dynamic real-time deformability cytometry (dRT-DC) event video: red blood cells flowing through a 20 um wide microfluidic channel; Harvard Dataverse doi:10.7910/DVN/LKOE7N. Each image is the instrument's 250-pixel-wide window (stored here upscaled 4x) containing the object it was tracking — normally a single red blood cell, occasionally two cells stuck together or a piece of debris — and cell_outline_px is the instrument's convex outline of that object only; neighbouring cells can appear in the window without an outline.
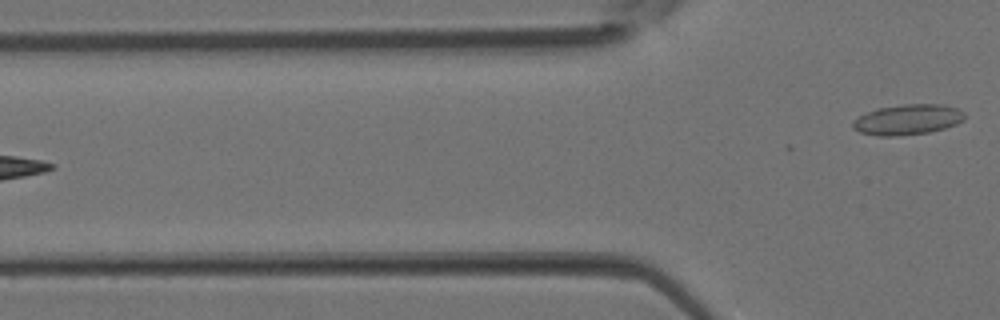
{"species": "Egyptian fruit bat (a non-hibernating species)", "species_latin": "Rousettus aegyptiacus", "temperature_condition": "room temperature", "stored_images_in_passage": 4, "camera_frame_rate_fps": 3000, "um_per_image_px": 0.085, "animal": {"sex": "female"}, "frame": {"image": 1, "passage_image": 4, "time_ms": 1.0, "image_size_px": [1000, 320], "cell_outline_px": [[964, 120], [956, 124], [944, 128], [928, 132], [896, 136], [880, 136], [860, 132], [852, 128], [852, 120], [876, 108], [904, 104], [940, 104], [960, 108], [964, 112]], "centroid_in_image_um": [77.15, 10.15], "position_along_channel_um": 48.6, "area_um2": 19.83}}